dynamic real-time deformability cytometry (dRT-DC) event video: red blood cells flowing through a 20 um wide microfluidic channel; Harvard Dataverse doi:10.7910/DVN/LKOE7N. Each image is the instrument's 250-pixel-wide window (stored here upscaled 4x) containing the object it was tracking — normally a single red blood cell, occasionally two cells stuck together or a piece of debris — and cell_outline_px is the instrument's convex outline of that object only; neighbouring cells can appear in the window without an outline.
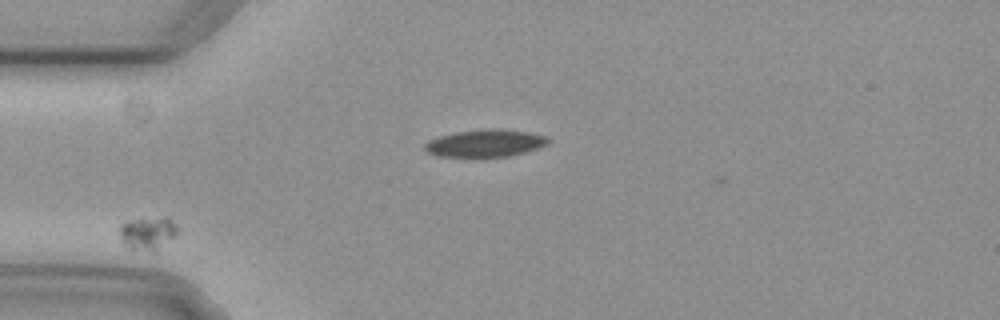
{"species": "common noctule bat (a hibernating species)", "species_latin": "Nyctalus noctula", "temperature_condition": "cold", "stored_images_in_passage": 5, "segment_of_instrument_passage": [1, 2], "camera_frame_rate_fps": 3000, "um_per_image_px": 0.085, "animal": {"sex": "female", "body_mass_g": 29.2, "forearm_length_mm": 56.3}, "frame": {"image": 1, "passage_image": 1, "time_ms": 0.0, "image_size_px": [1000, 320], "cell_outline_px": [[176, 236], [156, 252], [152, 252], [128, 248], [120, 240], [120, 224], [128, 220], [164, 216], [168, 216], [176, 224]], "centroid_in_image_um": [12.56, 19.82], "position_along_channel_um": 72.4, "area_um2": 11.5}}